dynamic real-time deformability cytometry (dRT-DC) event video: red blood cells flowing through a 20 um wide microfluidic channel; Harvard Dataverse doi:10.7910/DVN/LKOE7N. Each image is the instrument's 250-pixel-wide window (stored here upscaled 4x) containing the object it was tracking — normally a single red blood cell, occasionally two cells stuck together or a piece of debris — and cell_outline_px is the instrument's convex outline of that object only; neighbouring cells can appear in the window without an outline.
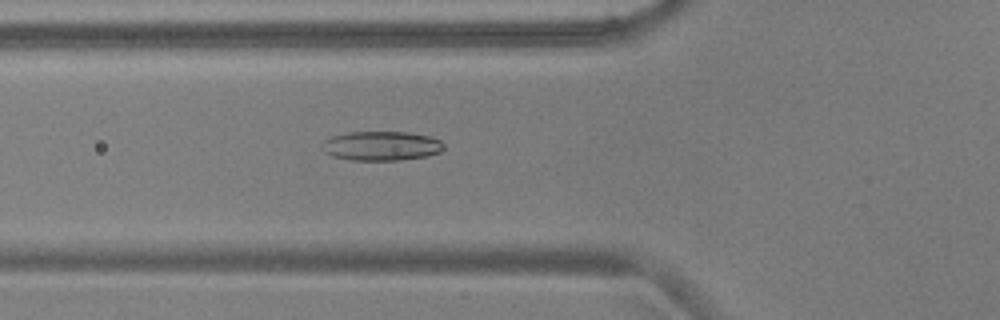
{"species": "common noctule bat (a hibernating species)", "species_latin": "Nyctalus noctula", "temperature_condition": "warm", "stored_images_in_passage": 48, "camera_frame_rate_fps": 3000, "um_per_image_px": 0.085, "animal": {"sex": "male", "body_mass_g": 17.9, "forearm_length_mm": 54.2}, "frame": {"image": 1, "passage_image": 20, "time_ms": 6.333, "image_size_px": [1000, 320], "cell_outline_px": [[444, 148], [440, 152], [428, 156], [400, 160], [352, 160], [332, 156], [324, 152], [324, 140], [332, 136], [348, 132], [408, 132], [428, 136], [440, 140], [444, 144]], "centroid_in_image_um": [32.44, 12.4], "position_along_channel_um": 93.4, "area_um2": 20.75}}
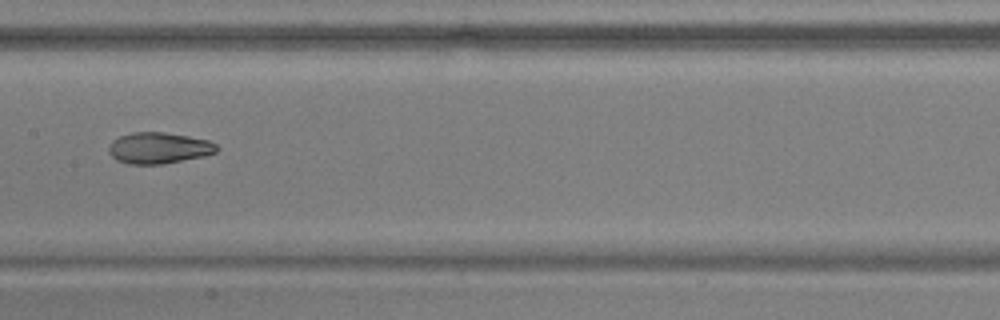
{"frame": {"image": 2, "passage_image": 28, "time_ms": 9.0, "image_size_px": [1000, 320], "cell_outline_px": [[220, 148], [216, 152], [204, 156], [160, 164], [128, 164], [116, 160], [108, 152], [108, 148], [112, 140], [120, 136], [132, 132], [164, 132], [188, 136], [208, 140], [216, 144]], "centroid_in_image_um": [13.48, 12.57], "position_along_channel_um": 193.9, "area_um2": 19.65}}
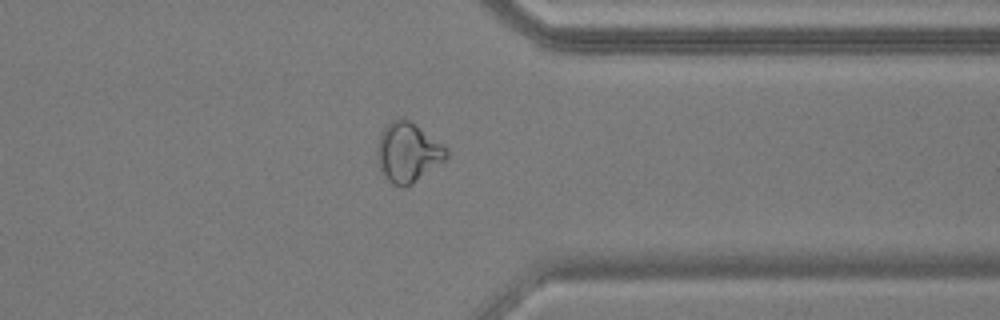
{"frame": {"image": 3, "passage_image": 43, "time_ms": 14.0, "image_size_px": [1000, 320], "cell_outline_px": [[448, 156], [444, 160], [412, 184], [404, 188], [400, 188], [392, 184], [380, 172], [376, 156], [376, 148], [380, 132], [392, 120], [404, 116], [444, 144], [448, 148]], "centroid_in_image_um": [34.64, 12.95], "position_along_channel_um": 376.8, "area_um2": 24.45}, "authors_computed_cell_mechanics": {"area_um2": 21.1259, "velocity_mm_per_s": 3.7414, "shape_relaxation_time_tau1_ms": null, "shape_relaxation_time_tau2_ms": 2.3804, "deformation_change_tau1": null, "deformation_change_tau2": 0.0846}}